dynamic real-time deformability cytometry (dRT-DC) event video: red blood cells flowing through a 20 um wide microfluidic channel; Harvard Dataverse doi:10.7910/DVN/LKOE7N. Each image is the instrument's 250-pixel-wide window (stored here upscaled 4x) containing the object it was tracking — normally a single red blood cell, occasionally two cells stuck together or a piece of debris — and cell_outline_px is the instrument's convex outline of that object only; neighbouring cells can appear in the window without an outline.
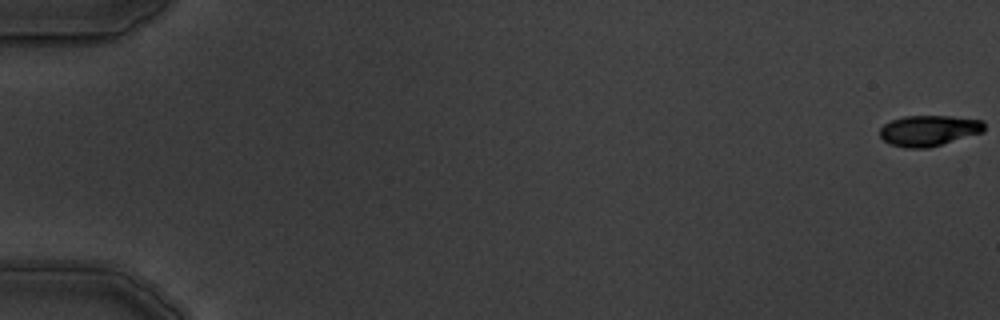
{"species": "common noctule bat (a hibernating species)", "species_latin": "Nyctalus noctula", "temperature_condition": "warm", "stored_images_in_passage": 5, "camera_frame_rate_fps": 3000, "um_per_image_px": 0.085, "animal": {"sex": "male", "body_mass_g": 19.5, "forearm_length_mm": 54.6}, "frame": {"image": 1, "passage_image": 1, "time_ms": 0.0, "image_size_px": [1000, 320], "cell_outline_px": [[984, 132], [928, 148], [904, 148], [892, 144], [884, 140], [880, 136], [880, 128], [884, 124], [892, 120], [904, 116], [952, 116], [984, 120]], "centroid_in_image_um": [78.97, 11.09], "position_along_channel_um": 6.0, "area_um2": 18.73}}
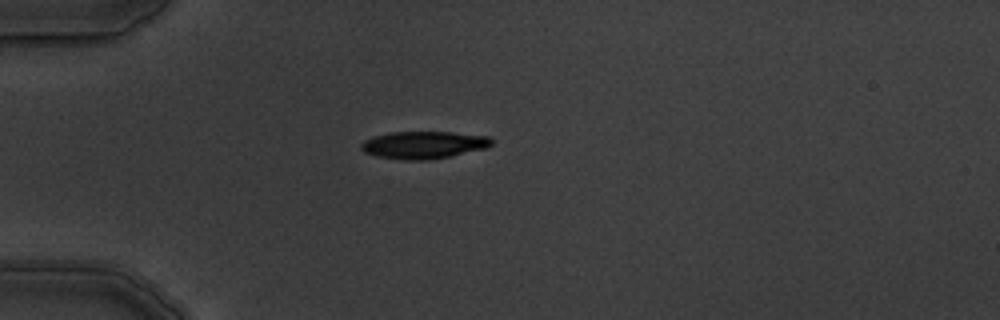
{"frame": {"image": 2, "passage_image": 5, "time_ms": 5.333, "image_size_px": [1000, 320], "cell_outline_px": [[492, 144], [488, 148], [432, 160], [404, 160], [376, 156], [364, 152], [360, 148], [360, 144], [364, 140], [372, 136], [388, 132], [452, 132], [488, 136], [492, 140]], "centroid_in_image_um": [35.99, 12.32], "position_along_channel_um": 49.0, "area_um2": 21.1}}